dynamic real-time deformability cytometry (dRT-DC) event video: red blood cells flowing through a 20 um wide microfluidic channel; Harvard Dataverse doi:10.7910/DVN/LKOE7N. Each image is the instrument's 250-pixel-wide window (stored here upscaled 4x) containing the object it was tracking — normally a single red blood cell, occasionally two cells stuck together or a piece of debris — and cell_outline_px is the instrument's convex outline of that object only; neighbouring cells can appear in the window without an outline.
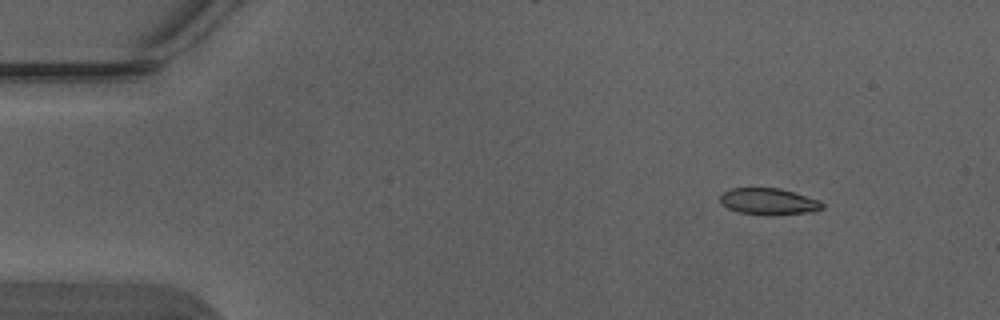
{"species": "Egyptian fruit bat (a non-hibernating species)", "species_latin": "Rousettus aegyptiacus", "temperature_condition": "warm", "stored_images_in_passage": 3, "camera_frame_rate_fps": 3000, "um_per_image_px": 0.085, "animal": {"sex": "male"}, "frame": {"image": 1, "passage_image": 1, "time_ms": 0.0, "image_size_px": [1000, 320], "cell_outline_px": [[824, 208], [808, 212], [740, 212], [728, 208], [720, 200], [720, 196], [724, 192], [732, 188], [780, 188], [820, 200], [824, 204]], "centroid_in_image_um": [65.34, 17.06], "position_along_channel_um": 19.7, "area_um2": 14.74}}